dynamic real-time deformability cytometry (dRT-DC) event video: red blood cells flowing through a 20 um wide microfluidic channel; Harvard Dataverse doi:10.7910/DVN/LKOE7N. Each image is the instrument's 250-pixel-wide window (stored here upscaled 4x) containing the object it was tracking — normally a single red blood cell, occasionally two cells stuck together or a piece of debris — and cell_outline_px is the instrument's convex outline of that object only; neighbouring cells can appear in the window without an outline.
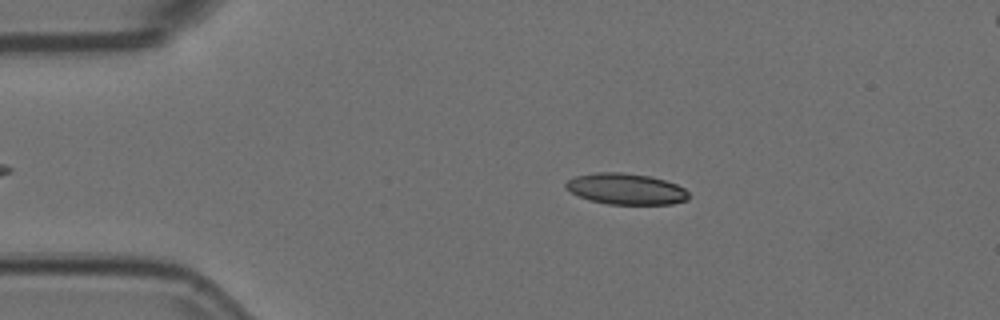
{"species": "Egyptian fruit bat (a non-hibernating species)", "species_latin": "Rousettus aegyptiacus", "temperature_condition": "room temperature", "stored_images_in_passage": 46, "camera_frame_rate_fps": 3000, "um_per_image_px": 0.085, "animal": {"sex": "female"}, "frame": {"image": 1, "passage_image": 9, "time_ms": 2.667, "image_size_px": [1000, 320], "cell_outline_px": [[688, 200], [672, 204], [608, 204], [588, 200], [564, 188], [564, 184], [568, 180], [576, 176], [596, 172], [624, 172], [648, 176], [664, 180], [676, 184], [684, 188], [688, 192]], "centroid_in_image_um": [53.19, 16.06], "position_along_channel_um": 31.8, "area_um2": 22.25}}
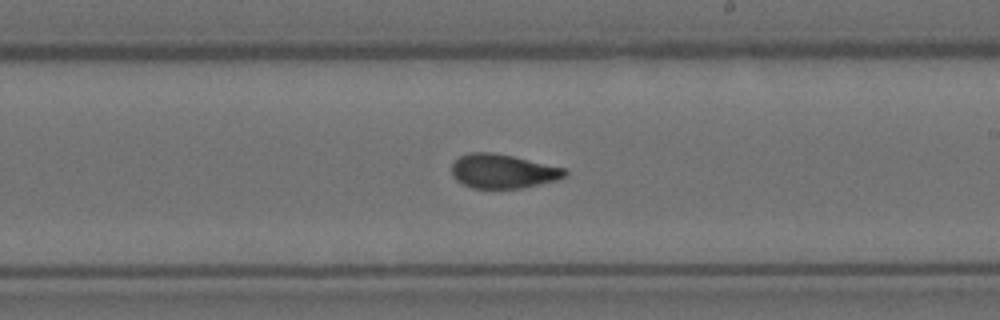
{"frame": {"image": 2, "passage_image": 30, "time_ms": 9.667, "image_size_px": [1000, 320], "cell_outline_px": [[568, 172], [564, 176], [556, 180], [520, 188], [472, 188], [456, 180], [452, 172], [452, 164], [460, 156], [472, 152], [492, 152], [512, 156], [564, 168]], "centroid_in_image_um": [42.72, 14.55], "position_along_channel_um": 246.3, "area_um2": 22.14}}
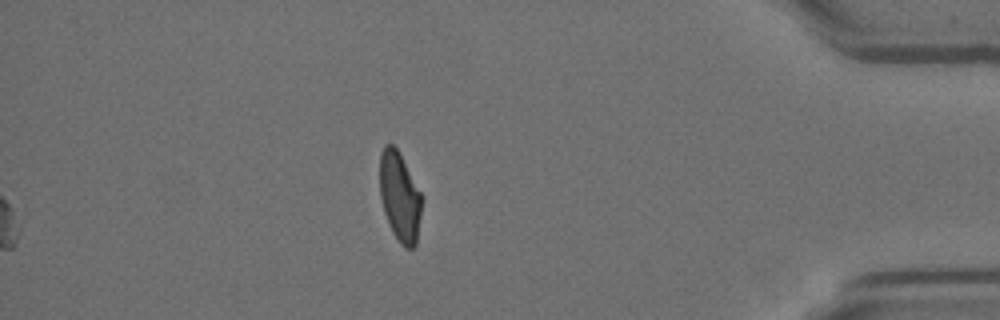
{"frame": {"image": 3, "passage_image": 46, "time_ms": 15.0, "image_size_px": [1000, 320], "cell_outline_px": [[420, 216], [416, 244], [412, 248], [404, 248], [400, 244], [392, 232], [388, 224], [384, 212], [380, 196], [380, 152], [384, 144], [392, 144], [396, 148], [420, 192]], "centroid_in_image_um": [33.94, 16.75], "position_along_channel_um": 401.3, "area_um2": 21.44}, "authors_computed_cell_mechanics": {"area_um2": 22.6287, "velocity_mm_per_s": 3.7115, "shape_relaxation_time_tau1_ms": 6.5394, "shape_relaxation_time_tau2_ms": 1.5962, "deformation_change_tau1": 0.2027, "deformation_change_tau2": 0.0731}}